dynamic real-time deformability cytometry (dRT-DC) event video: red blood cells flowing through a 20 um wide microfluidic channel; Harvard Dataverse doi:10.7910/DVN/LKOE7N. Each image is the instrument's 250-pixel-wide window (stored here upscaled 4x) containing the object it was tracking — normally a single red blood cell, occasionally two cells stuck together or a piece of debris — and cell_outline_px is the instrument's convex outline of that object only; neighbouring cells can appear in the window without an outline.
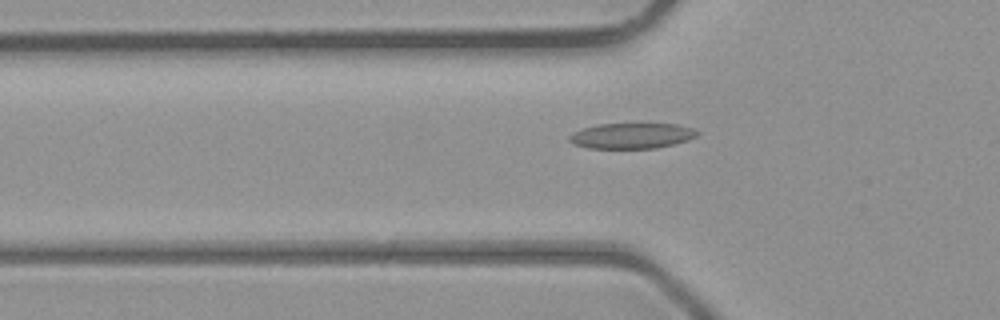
{"species": "common noctule bat (a hibernating species)", "species_latin": "Nyctalus noctula", "temperature_condition": "room temperature", "stored_images_in_passage": 30, "camera_frame_rate_fps": 3000, "um_per_image_px": 0.085, "animal": {"sex": "male", "body_mass_g": 23.1, "forearm_length_mm": 52.7}, "frame": {"image": 1, "passage_image": 4, "time_ms": 1.0, "image_size_px": [1000, 320], "cell_outline_px": [[700, 132], [696, 136], [688, 140], [676, 144], [656, 148], [588, 148], [572, 144], [568, 140], [568, 136], [572, 132], [584, 128], [600, 124], [676, 124], [692, 128]], "centroid_in_image_um": [53.68, 11.55], "position_along_channel_um": 72.1, "area_um2": 19.07}}
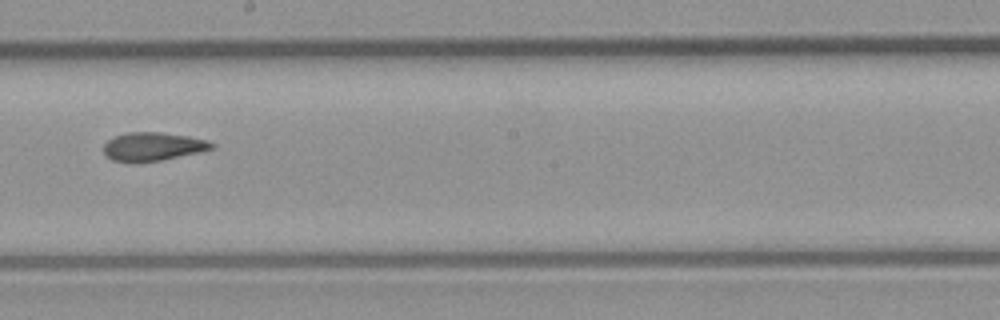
{"frame": {"image": 2, "passage_image": 15, "time_ms": 4.667, "image_size_px": [1000, 320], "cell_outline_px": [[216, 144], [212, 148], [196, 152], [160, 160], [112, 160], [104, 156], [104, 144], [108, 140], [116, 136], [128, 132], [160, 132], [188, 136], [208, 140]], "centroid_in_image_um": [12.99, 12.42], "position_along_channel_um": 235.2, "area_um2": 17.28}}
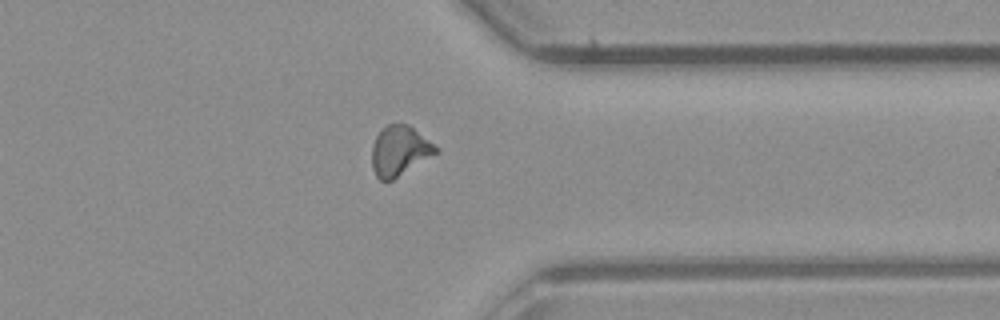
{"frame": {"image": 3, "passage_image": 25, "time_ms": 8.0, "image_size_px": [1000, 320], "cell_outline_px": [[440, 152], [392, 180], [380, 180], [376, 176], [372, 168], [372, 144], [376, 136], [388, 124], [408, 124], [440, 148]], "centroid_in_image_um": [33.99, 12.83], "position_along_channel_um": 377.4, "area_um2": 18.61}}